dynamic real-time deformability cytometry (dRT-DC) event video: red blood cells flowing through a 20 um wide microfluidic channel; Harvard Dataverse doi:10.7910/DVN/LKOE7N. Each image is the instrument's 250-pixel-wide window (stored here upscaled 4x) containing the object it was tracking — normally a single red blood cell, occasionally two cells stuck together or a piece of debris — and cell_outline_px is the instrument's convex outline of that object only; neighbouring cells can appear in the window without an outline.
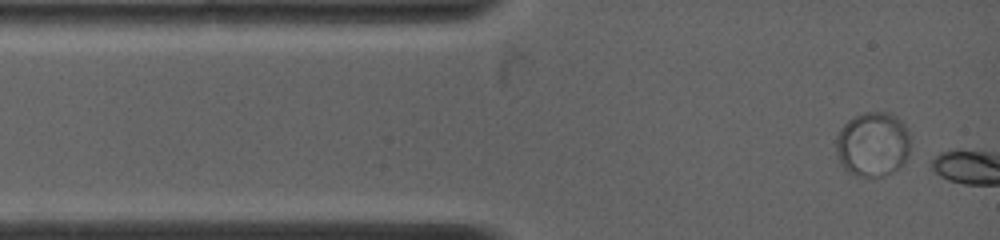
{"species": "common noctule bat (a hibernating species)", "species_latin": "Nyctalus noctula", "temperature_condition": "warm", "stored_images_in_passage": 2, "camera_frame_rate_fps": 4500, "um_per_image_px": 0.085, "animal": {"sex": "female", "body_mass_g": 19.0, "forearm_length_mm": 53.3}, "frame": {"image": 1, "passage_image": 1, "time_ms": 0.0, "image_size_px": [1000, 240], "cell_outline_px": [[908, 152], [904, 160], [896, 168], [884, 176], [860, 176], [848, 172], [844, 168], [840, 160], [836, 144], [836, 136], [840, 128], [848, 120], [864, 112], [892, 112], [904, 120], [908, 132]], "centroid_in_image_um": [74.18, 12.21], "position_along_channel_um": 10.8, "area_um2": 27.8}}